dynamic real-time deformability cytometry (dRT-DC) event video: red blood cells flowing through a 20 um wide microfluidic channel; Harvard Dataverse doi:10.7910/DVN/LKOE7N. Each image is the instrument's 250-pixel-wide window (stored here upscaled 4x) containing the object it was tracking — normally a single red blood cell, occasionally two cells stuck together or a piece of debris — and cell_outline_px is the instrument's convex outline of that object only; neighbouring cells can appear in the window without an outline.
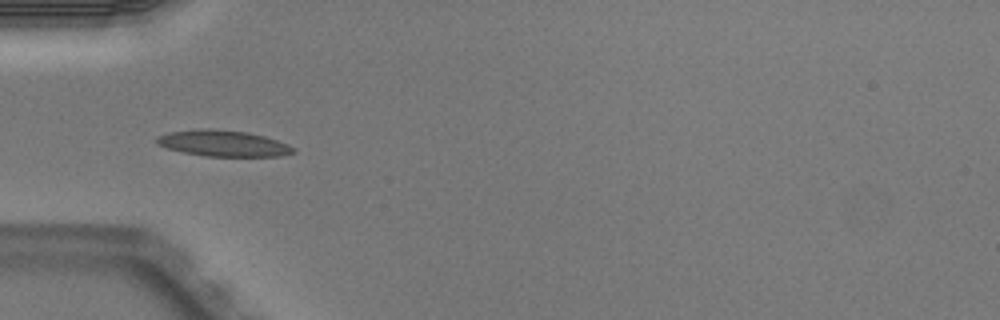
{"species": "Egyptian fruit bat (a non-hibernating species)", "species_latin": "Rousettus aegyptiacus", "temperature_condition": "warm", "stored_images_in_passage": 6, "camera_frame_rate_fps": 3000, "um_per_image_px": 0.085, "animal": {"sex": "male"}, "frame": {"image": 1, "passage_image": 4, "time_ms": 1.0, "image_size_px": [1000, 320], "cell_outline_px": [[296, 152], [280, 156], [204, 156], [184, 152], [168, 148], [156, 144], [156, 136], [168, 132], [204, 128], [212, 128], [248, 132], [264, 136], [288, 144], [296, 148]], "centroid_in_image_um": [18.97, 12.18], "position_along_channel_um": 66.0, "area_um2": 20.87}}
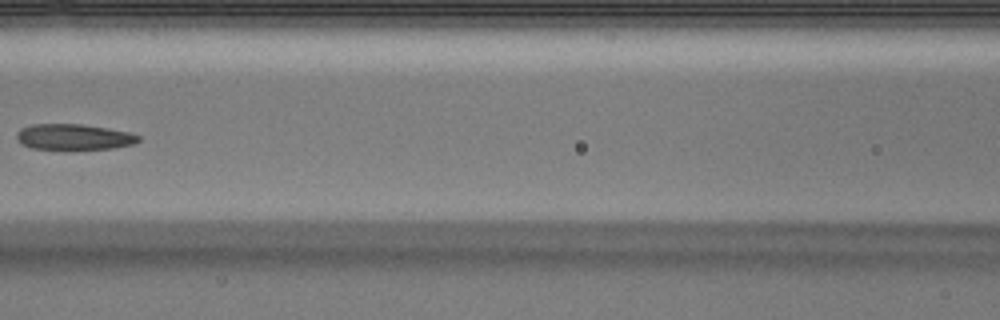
{"frame": {"image": 2, "passage_image": 6, "time_ms": 1.667, "image_size_px": [1000, 320], "cell_outline_px": [[140, 140], [132, 144], [112, 148], [64, 152], [32, 148], [20, 144], [16, 140], [16, 132], [20, 128], [32, 124], [80, 124], [108, 128], [128, 132], [140, 136]], "centroid_in_image_um": [6.2, 11.68], "position_along_channel_um": 160.4, "area_um2": 19.19}}